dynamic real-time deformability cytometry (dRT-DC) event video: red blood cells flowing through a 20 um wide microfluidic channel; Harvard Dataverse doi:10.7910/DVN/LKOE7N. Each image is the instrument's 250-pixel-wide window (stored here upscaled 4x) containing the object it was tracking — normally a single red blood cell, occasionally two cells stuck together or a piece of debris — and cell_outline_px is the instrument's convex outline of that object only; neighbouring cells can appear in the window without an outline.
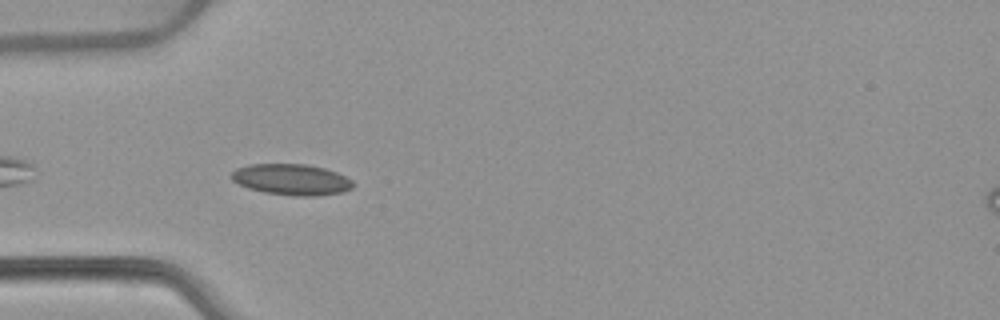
{"species": "common noctule bat (a hibernating species)", "species_latin": "Nyctalus noctula", "temperature_condition": "warm", "stored_images_in_passage": 8, "camera_frame_rate_fps": 3000, "um_per_image_px": 0.085, "animal": {"sex": "female", "body_mass_g": 22.7, "forearm_length_mm": 54.2}, "frame": {"image": 1, "passage_image": 5, "time_ms": 1.333, "image_size_px": [1000, 320], "cell_outline_px": [[356, 184], [352, 188], [344, 192], [316, 196], [292, 196], [264, 192], [248, 188], [232, 180], [232, 172], [236, 168], [248, 164], [308, 164], [324, 168], [336, 172], [352, 180]], "centroid_in_image_um": [24.81, 15.26], "position_along_channel_um": 60.2, "area_um2": 22.14}}
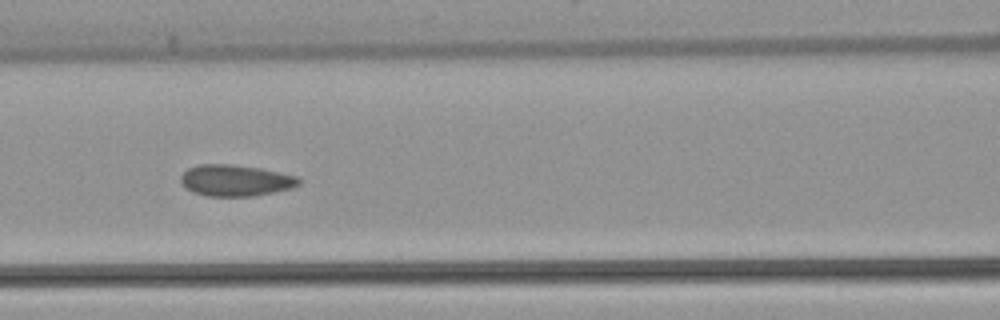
{"frame": {"image": 2, "passage_image": 7, "time_ms": 2.0, "image_size_px": [1000, 320], "cell_outline_px": [[300, 184], [292, 188], [256, 196], [208, 196], [192, 192], [180, 180], [180, 176], [188, 168], [200, 164], [232, 164], [260, 168], [300, 176]], "centroid_in_image_um": [20.06, 15.33], "position_along_channel_um": 146.5, "area_um2": 21.68}}
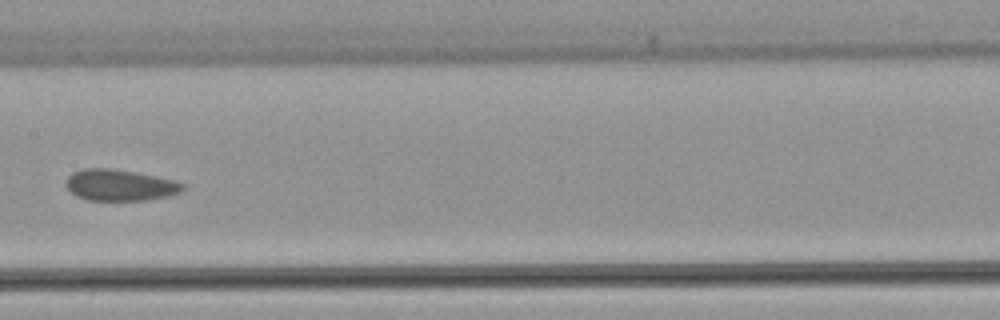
{"frame": {"image": 3, "passage_image": 8, "time_ms": 2.333, "image_size_px": [1000, 320], "cell_outline_px": [[184, 188], [180, 192], [168, 196], [148, 200], [88, 200], [76, 196], [64, 184], [68, 176], [72, 172], [84, 168], [108, 168], [132, 172], [176, 180], [184, 184]], "centroid_in_image_um": [10.17, 15.74], "position_along_channel_um": 197.2, "area_um2": 21.21}}